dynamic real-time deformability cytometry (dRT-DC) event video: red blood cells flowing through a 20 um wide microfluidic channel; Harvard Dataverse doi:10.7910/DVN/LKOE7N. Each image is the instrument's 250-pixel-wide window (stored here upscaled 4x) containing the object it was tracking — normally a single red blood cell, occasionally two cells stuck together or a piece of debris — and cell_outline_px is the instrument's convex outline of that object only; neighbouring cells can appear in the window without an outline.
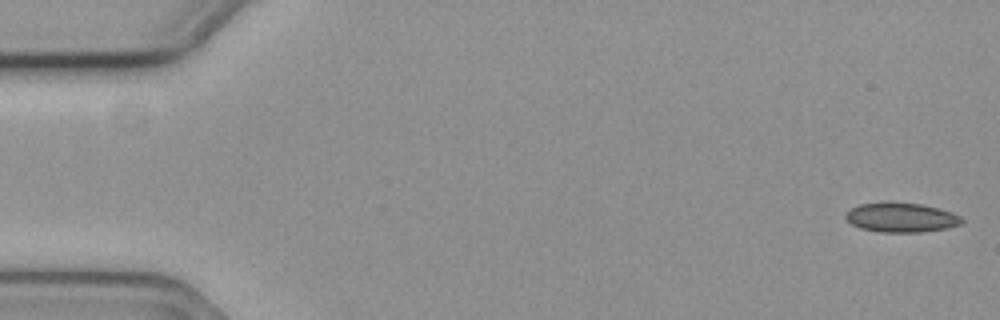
{"species": "common noctule bat (a hibernating species)", "species_latin": "Nyctalus noctula", "temperature_condition": "cold", "stored_images_in_passage": 8, "camera_frame_rate_fps": 3000, "um_per_image_px": 0.085, "animal": {"sex": "female", "body_mass_g": 19.3, "forearm_length_mm": 54.1}, "frame": {"image": 1, "passage_image": 1, "time_ms": 0.0, "image_size_px": [1000, 320], "cell_outline_px": [[964, 220], [960, 224], [948, 228], [920, 232], [880, 232], [860, 228], [852, 224], [844, 216], [844, 212], [860, 204], [884, 200], [920, 204], [952, 212], [960, 216]], "centroid_in_image_um": [76.56, 18.46], "position_along_channel_um": 8.4, "area_um2": 20.23}}
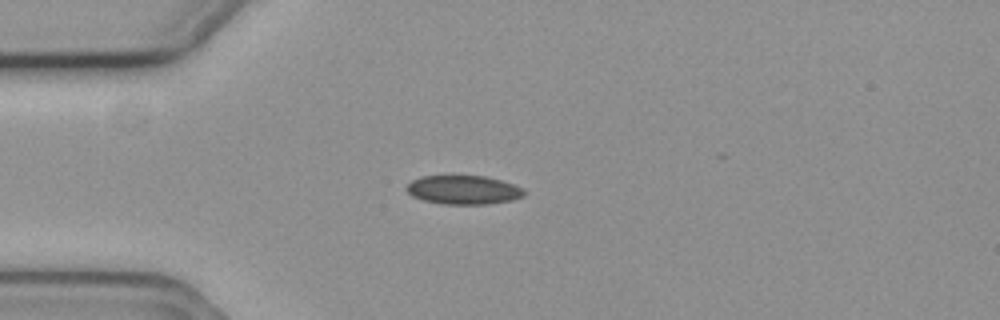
{"frame": {"image": 2, "passage_image": 5, "time_ms": 1.333, "image_size_px": [1000, 320], "cell_outline_px": [[528, 192], [524, 196], [512, 200], [488, 204], [440, 204], [424, 200], [412, 196], [404, 188], [412, 180], [420, 176], [484, 176], [500, 180], [512, 184]], "centroid_in_image_um": [39.38, 16.14], "position_along_channel_um": 45.6, "area_um2": 19.77}}
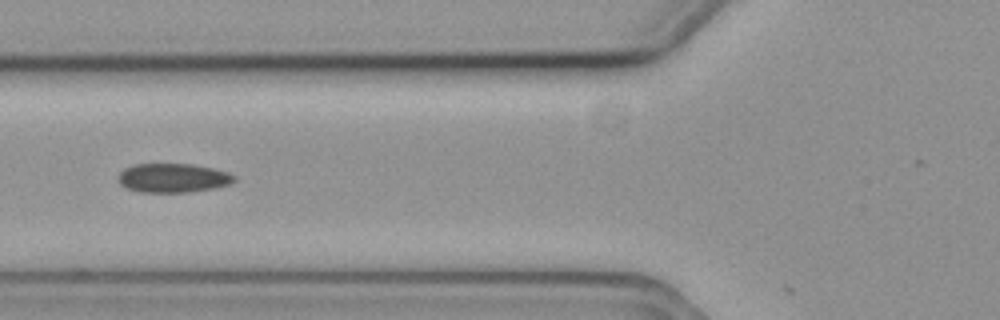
{"frame": {"image": 3, "passage_image": 7, "time_ms": 2.0, "image_size_px": [1000, 320], "cell_outline_px": [[236, 180], [228, 184], [212, 188], [188, 192], [140, 192], [124, 188], [116, 180], [116, 176], [124, 168], [132, 164], [192, 164], [212, 168], [228, 172], [236, 176]], "centroid_in_image_um": [14.63, 15.12], "position_along_channel_um": 111.2, "area_um2": 19.83}}